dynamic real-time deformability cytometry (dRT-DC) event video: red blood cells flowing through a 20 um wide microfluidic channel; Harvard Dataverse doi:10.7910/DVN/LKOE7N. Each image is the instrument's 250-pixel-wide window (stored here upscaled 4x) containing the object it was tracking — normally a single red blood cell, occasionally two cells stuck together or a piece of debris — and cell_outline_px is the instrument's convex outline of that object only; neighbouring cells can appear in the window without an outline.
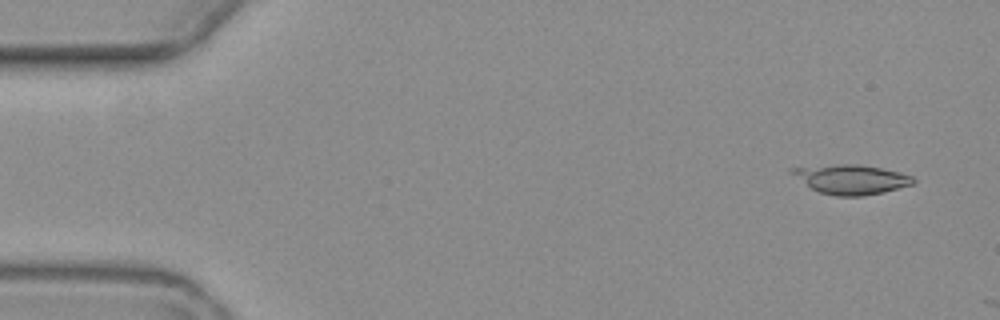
{"species": "common noctule bat (a hibernating species)", "species_latin": "Nyctalus noctula", "temperature_condition": "warm", "stored_images_in_passage": 6, "camera_frame_rate_fps": 3000, "um_per_image_px": 0.085, "animal": {"sex": "female", "body_mass_g": 19.3, "forearm_length_mm": 54.1}, "frame": {"image": 1, "passage_image": 2, "time_ms": 1.0, "image_size_px": [1000, 320], "cell_outline_px": [[916, 180], [912, 184], [884, 192], [864, 196], [836, 196], [820, 192], [812, 188], [788, 172], [788, 168], [840, 164], [856, 164], [880, 168], [900, 172], [912, 176]], "centroid_in_image_um": [72.34, 15.24], "position_along_channel_um": 12.7, "area_um2": 20.69}}
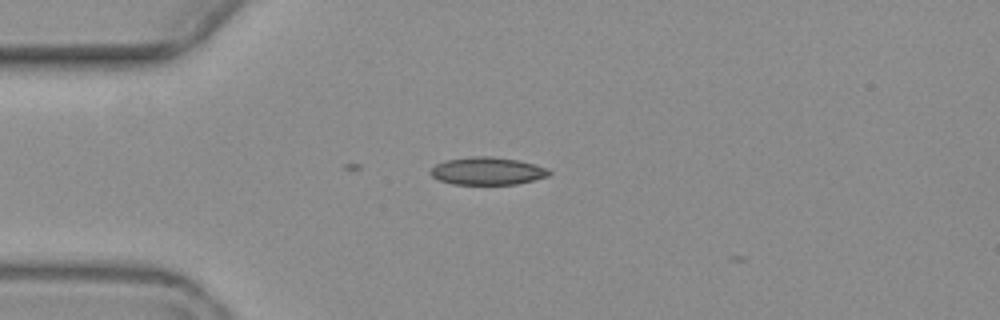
{"frame": {"image": 2, "passage_image": 5, "time_ms": 4.667, "image_size_px": [1000, 320], "cell_outline_px": [[552, 172], [548, 176], [516, 184], [452, 184], [440, 180], [432, 176], [428, 172], [436, 164], [444, 160], [472, 156], [492, 156], [516, 160], [536, 164], [548, 168]], "centroid_in_image_um": [41.42, 14.53], "position_along_channel_um": 43.6, "area_um2": 19.13}}